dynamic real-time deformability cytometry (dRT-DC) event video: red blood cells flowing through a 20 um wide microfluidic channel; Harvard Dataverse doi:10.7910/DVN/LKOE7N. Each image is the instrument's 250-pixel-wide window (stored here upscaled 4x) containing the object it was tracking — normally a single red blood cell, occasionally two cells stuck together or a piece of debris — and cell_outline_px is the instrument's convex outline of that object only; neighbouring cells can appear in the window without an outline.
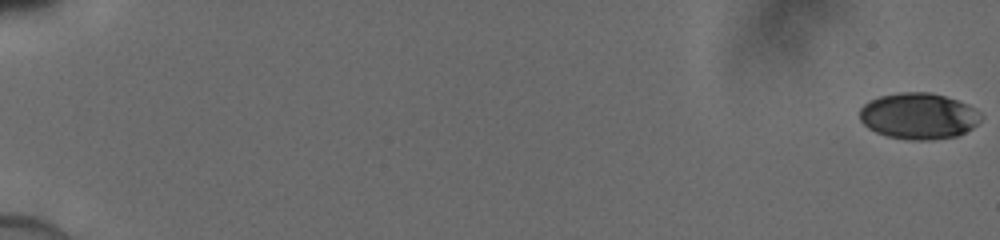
{"species": "human", "species_latin": "Homo sapiens", "temperature_condition": "cold", "stored_images_in_passage": 52, "camera_frame_rate_fps": 3000, "um_per_image_px": 0.085, "donor": {"sex": "male"}, "frame": {"image": 1, "passage_image": 1, "time_ms": 0.0, "image_size_px": [1000, 240], "cell_outline_px": [[984, 116], [972, 128], [956, 136], [932, 140], [908, 140], [888, 136], [876, 132], [868, 128], [860, 120], [860, 108], [868, 100], [880, 96], [900, 92], [928, 92], [944, 96], [968, 104], [980, 112]], "centroid_in_image_um": [78.07, 9.86], "position_along_channel_um": 6.9, "area_um2": 32.71}}
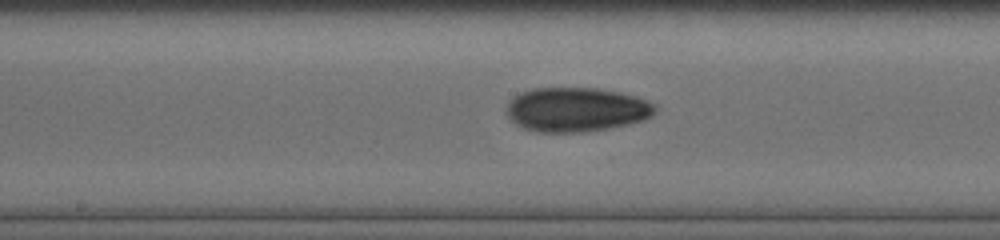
{"frame": {"image": 2, "passage_image": 30, "time_ms": 9.667, "image_size_px": [1000, 240], "cell_outline_px": [[656, 108], [652, 116], [644, 120], [628, 124], [608, 128], [580, 132], [540, 132], [524, 128], [516, 124], [508, 116], [508, 104], [516, 96], [532, 88], [600, 88], [620, 92], [636, 96], [648, 100], [656, 104]], "centroid_in_image_um": [49.05, 9.31], "position_along_channel_um": 199.1, "area_um2": 38.15}}
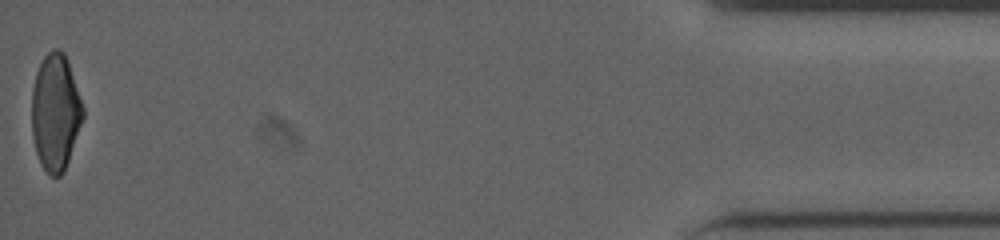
{"frame": {"image": 3, "passage_image": 52, "time_ms": 17.0, "image_size_px": [1000, 240], "cell_outline_px": [[84, 116], [64, 172], [60, 176], [52, 176], [40, 164], [36, 152], [32, 136], [32, 88], [36, 72], [44, 56], [52, 48], [56, 48], [64, 52], [68, 60], [84, 108]], "centroid_in_image_um": [4.71, 9.52], "position_along_channel_um": 430.5, "area_um2": 34.85}}